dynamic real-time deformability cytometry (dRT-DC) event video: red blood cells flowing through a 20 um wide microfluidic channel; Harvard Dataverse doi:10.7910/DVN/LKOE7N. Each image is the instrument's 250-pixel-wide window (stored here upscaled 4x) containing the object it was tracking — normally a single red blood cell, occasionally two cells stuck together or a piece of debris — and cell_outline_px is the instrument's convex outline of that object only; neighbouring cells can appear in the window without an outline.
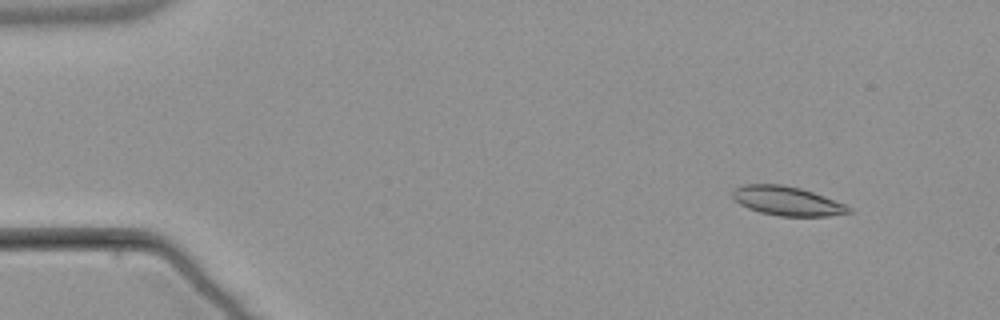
{"species": "common noctule bat (a hibernating species)", "species_latin": "Nyctalus noctula", "temperature_condition": "warm", "stored_images_in_passage": 4, "camera_frame_rate_fps": 3000, "um_per_image_px": 0.085, "animal": {"sex": "male", "body_mass_g": 21.5, "forearm_length_mm": 52.0}, "frame": {"image": 1, "passage_image": 1, "time_ms": 0.0, "image_size_px": [1000, 320], "cell_outline_px": [[852, 212], [828, 216], [780, 216], [760, 212], [748, 208], [740, 204], [732, 196], [732, 192], [736, 188], [744, 184], [780, 184], [800, 188], [824, 196], [844, 204], [852, 208]], "centroid_in_image_um": [66.9, 17.08], "position_along_channel_um": 18.1, "area_um2": 19.54}}
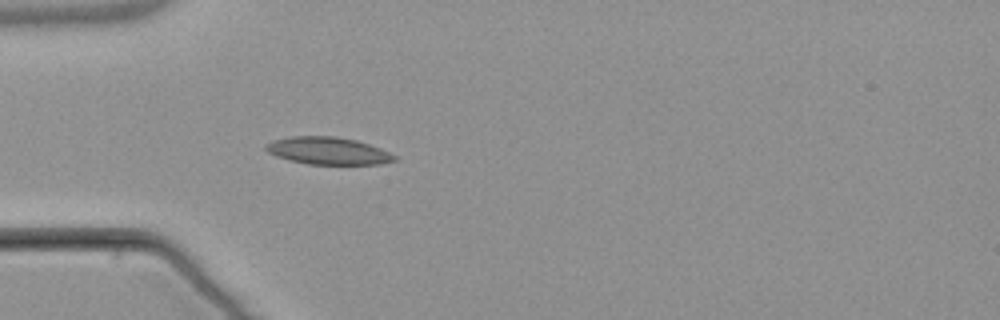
{"frame": {"image": 2, "passage_image": 4, "time_ms": 3.667, "image_size_px": [1000, 320], "cell_outline_px": [[396, 160], [380, 164], [308, 164], [288, 160], [276, 156], [268, 152], [264, 148], [264, 144], [272, 140], [292, 136], [336, 136], [356, 140], [380, 148], [396, 156]], "centroid_in_image_um": [27.83, 12.81], "position_along_channel_um": 57.2, "area_um2": 20.52}}